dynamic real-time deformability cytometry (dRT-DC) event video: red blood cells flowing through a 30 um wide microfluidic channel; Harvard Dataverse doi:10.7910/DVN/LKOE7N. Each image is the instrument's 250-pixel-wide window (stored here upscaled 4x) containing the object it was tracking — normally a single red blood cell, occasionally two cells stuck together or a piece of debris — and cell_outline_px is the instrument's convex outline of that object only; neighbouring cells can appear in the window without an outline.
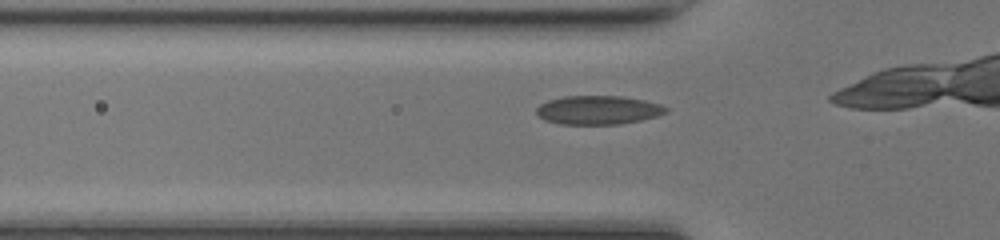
{"species": "common noctule bat (a hibernating species)", "species_latin": "Nyctalus noctula", "temperature_condition": "room temperature", "stored_images_in_passage": 14, "camera_frame_rate_fps": 3000, "um_per_image_px": 0.085, "animal": {"sex": "female", "body_mass_g": 17.0, "forearm_length_mm": 48.0}, "frame": {"image": 1, "passage_image": 9, "time_ms": 2.667, "image_size_px": [1000, 240], "cell_outline_px": [[668, 112], [656, 116], [640, 120], [620, 124], [560, 124], [544, 120], [536, 116], [536, 108], [540, 104], [548, 100], [564, 96], [620, 96], [644, 100], [660, 104], [668, 108]], "centroid_in_image_um": [50.81, 9.35], "position_along_channel_um": 75.0, "area_um2": 21.79}}
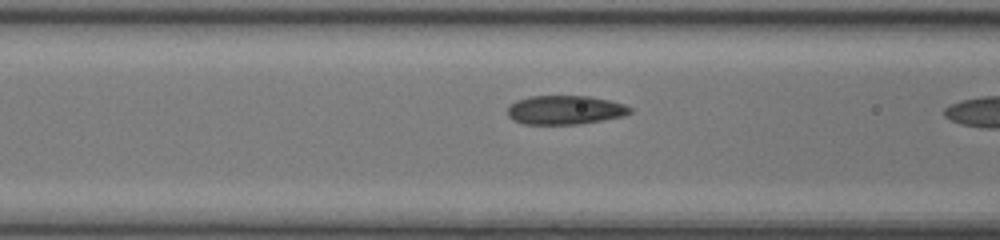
{"frame": {"image": 2, "passage_image": 12, "time_ms": 3.667, "image_size_px": [1000, 240], "cell_outline_px": [[632, 112], [624, 116], [604, 120], [580, 124], [524, 124], [512, 120], [508, 116], [508, 108], [516, 100], [532, 96], [588, 96], [608, 100], [624, 104], [632, 108]], "centroid_in_image_um": [48.04, 9.35], "position_along_channel_um": 118.6, "area_um2": 20.69}}